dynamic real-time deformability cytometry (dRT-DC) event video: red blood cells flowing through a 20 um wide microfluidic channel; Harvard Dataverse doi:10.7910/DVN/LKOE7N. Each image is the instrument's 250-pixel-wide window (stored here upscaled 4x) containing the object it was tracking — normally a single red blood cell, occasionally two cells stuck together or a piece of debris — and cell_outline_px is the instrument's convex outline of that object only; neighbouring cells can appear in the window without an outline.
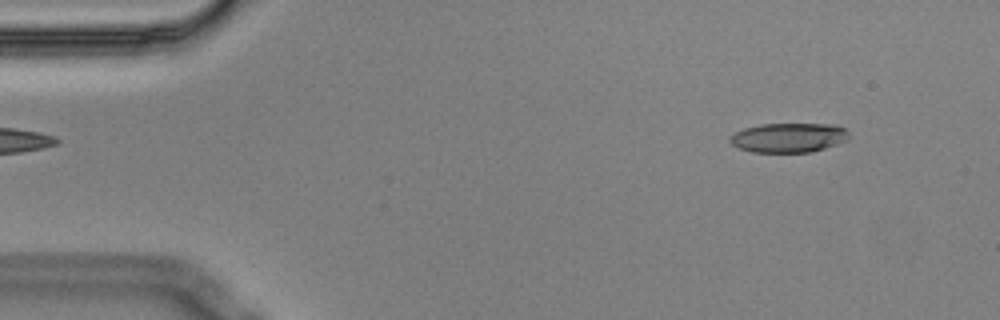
{"species": "Egyptian fruit bat (a non-hibernating species)", "species_latin": "Rousettus aegyptiacus", "temperature_condition": "cold", "stored_images_in_passage": 4, "camera_frame_rate_fps": 3000, "um_per_image_px": 0.085, "animal": {"sex": "male"}, "frame": {"image": 1, "passage_image": 1, "time_ms": 0.0, "image_size_px": [1000, 320], "cell_outline_px": [[848, 140], [824, 148], [808, 152], [752, 152], [740, 148], [732, 144], [728, 140], [728, 136], [744, 128], [760, 124], [836, 124], [844, 128], [848, 132]], "centroid_in_image_um": [67.01, 11.69], "position_along_channel_um": 18.0, "area_um2": 20.4}}
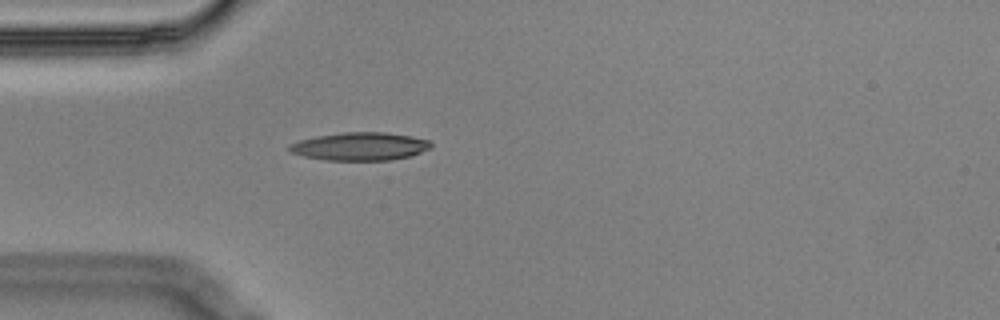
{"frame": {"image": 2, "passage_image": 4, "time_ms": 1.0, "image_size_px": [1000, 320], "cell_outline_px": [[432, 148], [408, 156], [392, 160], [324, 160], [304, 156], [292, 152], [288, 148], [288, 144], [300, 140], [316, 136], [344, 132], [384, 132], [412, 136], [428, 140], [432, 144]], "centroid_in_image_um": [30.6, 12.44], "position_along_channel_um": 54.4, "area_um2": 23.06}}